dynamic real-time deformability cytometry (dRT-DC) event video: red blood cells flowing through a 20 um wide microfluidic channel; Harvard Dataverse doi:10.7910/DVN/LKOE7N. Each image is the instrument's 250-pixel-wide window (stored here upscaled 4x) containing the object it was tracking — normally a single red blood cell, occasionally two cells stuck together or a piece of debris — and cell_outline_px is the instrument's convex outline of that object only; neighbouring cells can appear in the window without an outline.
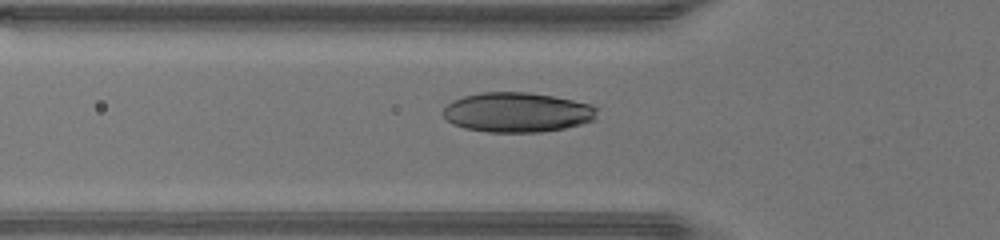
{"species": "human", "species_latin": "Homo sapiens", "temperature_condition": "warm", "stored_images_in_passage": 44, "camera_frame_rate_fps": 3000, "um_per_image_px": 0.085, "donor": {"sex": "male"}, "frame": {"image": 1, "passage_image": 16, "time_ms": 5.0, "image_size_px": [1000, 240], "cell_outline_px": [[596, 120], [564, 128], [540, 132], [488, 132], [464, 128], [452, 124], [444, 116], [444, 108], [452, 100], [464, 96], [484, 92], [528, 92], [552, 96], [592, 104], [596, 108]], "centroid_in_image_um": [43.97, 9.55], "position_along_channel_um": 81.8, "area_um2": 35.6}}
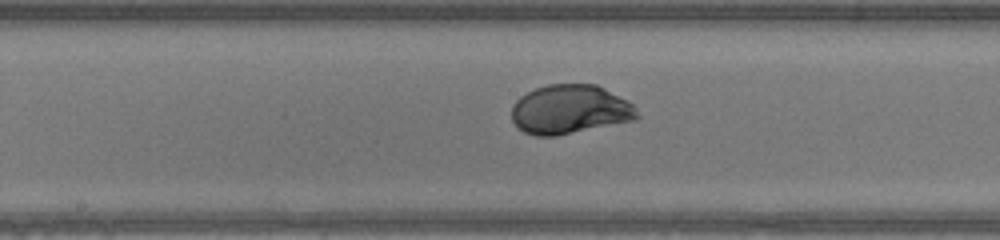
{"frame": {"image": 2, "passage_image": 24, "time_ms": 7.667, "image_size_px": [1000, 240], "cell_outline_px": [[640, 116], [636, 120], [556, 136], [536, 136], [524, 132], [516, 128], [512, 120], [512, 104], [520, 96], [536, 88], [548, 84], [596, 84], [628, 100], [636, 108]], "centroid_in_image_um": [48.44, 9.31], "position_along_channel_um": 199.8, "area_um2": 36.24}}
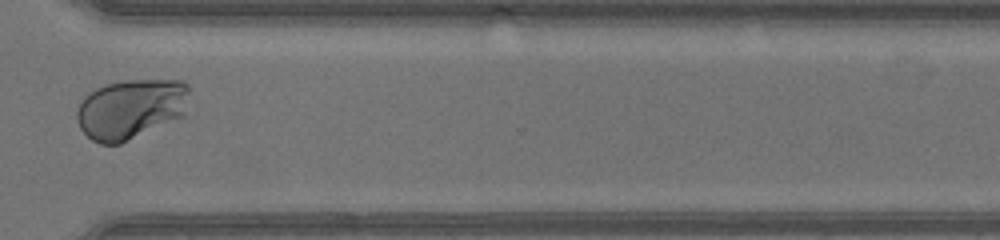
{"frame": {"image": 3, "passage_image": 35, "time_ms": 11.333, "image_size_px": [1000, 240], "cell_outline_px": [[188, 92], [184, 116], [120, 144], [100, 144], [92, 140], [80, 128], [76, 120], [76, 112], [84, 96], [96, 88], [104, 84], [124, 80], [184, 80], [188, 84]], "centroid_in_image_um": [11.11, 9.25], "position_along_channel_um": 359.5, "area_um2": 39.48}, "authors_computed_cell_mechanics": {"area_um2": 36.414, "velocity_mm_per_s": 4.3613, "shape_relaxation_time_tau1_ms": 3.3527, "shape_relaxation_time_tau2_ms": null, "deformation_change_tau1": 0.1988, "deformation_change_tau2": null}}